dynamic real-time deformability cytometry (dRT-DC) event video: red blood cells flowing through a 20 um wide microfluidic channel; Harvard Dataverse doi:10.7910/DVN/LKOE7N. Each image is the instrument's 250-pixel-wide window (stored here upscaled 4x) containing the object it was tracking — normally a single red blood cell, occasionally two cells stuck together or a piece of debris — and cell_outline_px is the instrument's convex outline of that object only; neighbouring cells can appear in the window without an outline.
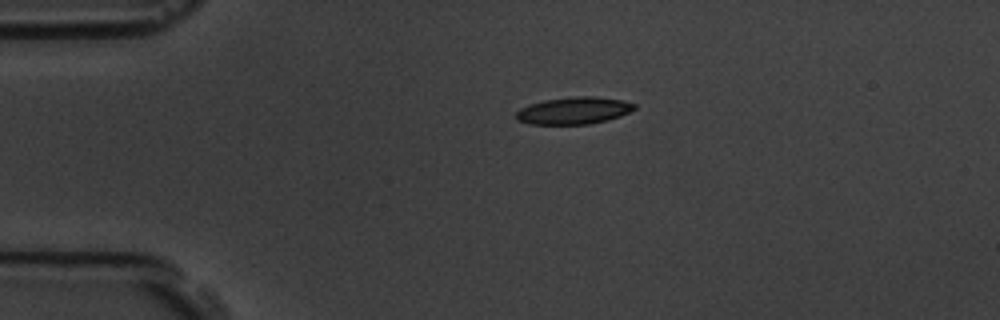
{"species": "common noctule bat (a hibernating species)", "species_latin": "Nyctalus noctula", "temperature_condition": "room temperature", "stored_images_in_passage": 45, "camera_frame_rate_fps": 3000, "um_per_image_px": 0.085, "animal": {"sex": "male", "body_mass_g": 19.5, "forearm_length_mm": 54.6}, "frame": {"image": 1, "passage_image": 1, "time_ms": 0.0, "image_size_px": [1000, 320], "cell_outline_px": [[636, 108], [620, 116], [608, 120], [588, 124], [528, 124], [516, 120], [516, 112], [520, 108], [544, 100], [576, 96], [592, 96], [624, 100], [636, 104]], "centroid_in_image_um": [48.78, 9.4], "position_along_channel_um": 36.2, "area_um2": 18.67}}
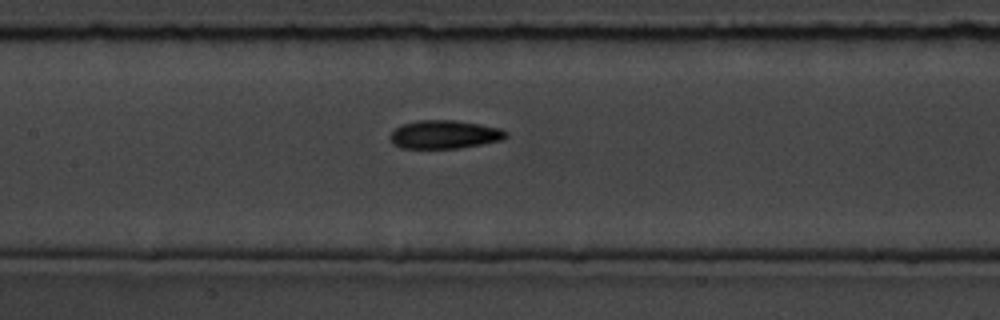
{"frame": {"image": 2, "passage_image": 15, "time_ms": 4.667, "image_size_px": [1000, 320], "cell_outline_px": [[508, 136], [504, 140], [460, 148], [400, 148], [392, 144], [388, 136], [396, 128], [404, 124], [420, 120], [456, 120], [480, 124], [500, 128], [508, 132]], "centroid_in_image_um": [37.8, 11.44], "position_along_channel_um": 169.6, "area_um2": 19.31}}
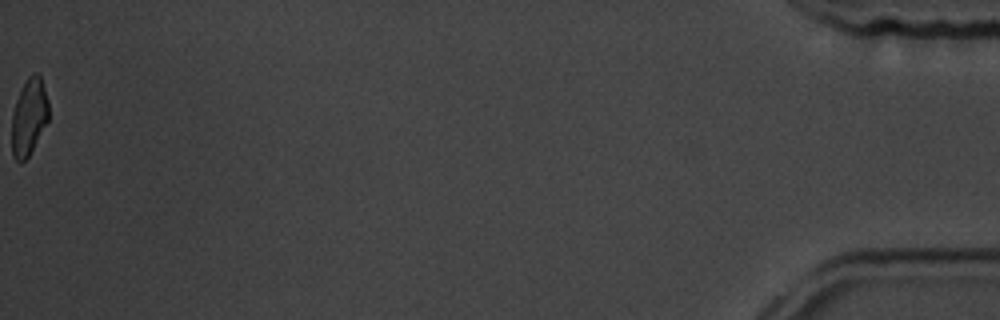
{"frame": {"image": 3, "passage_image": 45, "time_ms": 14.667, "image_size_px": [1000, 320], "cell_outline_px": [[48, 120], [28, 156], [24, 160], [16, 160], [12, 156], [12, 112], [16, 100], [28, 76], [32, 72], [36, 72], [40, 76], [48, 100]], "centroid_in_image_um": [2.45, 9.91], "position_along_channel_um": 432.7, "area_um2": 16.18}, "authors_computed_cell_mechanics": {"area_um2": 18.6694, "velocity_mm_per_s": 3.6673, "shape_relaxation_time_tau1_ms": 3.335, "shape_relaxation_time_tau2_ms": 6.8994, "deformation_change_tau1": 0.1286, "deformation_change_tau2": 0.1424}}